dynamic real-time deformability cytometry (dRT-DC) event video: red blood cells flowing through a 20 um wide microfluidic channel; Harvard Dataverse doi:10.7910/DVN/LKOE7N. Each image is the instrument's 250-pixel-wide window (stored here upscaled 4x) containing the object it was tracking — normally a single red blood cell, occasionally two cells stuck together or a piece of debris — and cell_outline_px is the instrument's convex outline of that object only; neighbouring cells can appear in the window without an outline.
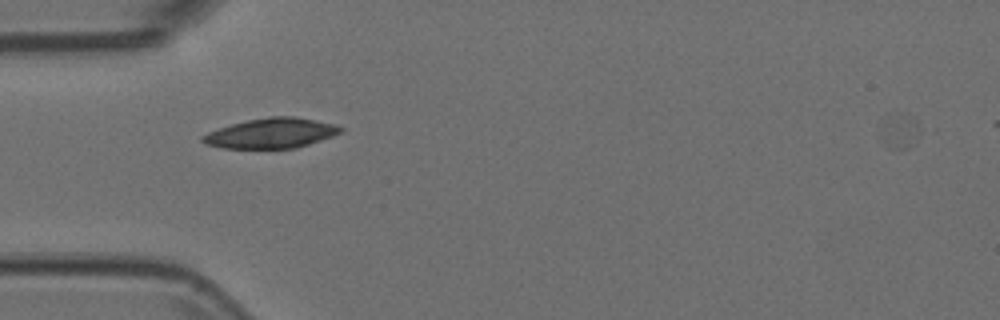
{"species": "Egyptian fruit bat (a non-hibernating species)", "species_latin": "Rousettus aegyptiacus", "temperature_condition": "room temperature", "stored_images_in_passage": 11, "camera_frame_rate_fps": 3000, "um_per_image_px": 0.085, "animal": {"sex": "female"}, "frame": {"image": 1, "passage_image": 1, "time_ms": 0.0, "image_size_px": [1000, 320], "cell_outline_px": [[344, 128], [340, 132], [332, 136], [296, 148], [220, 148], [204, 144], [200, 140], [200, 136], [208, 132], [232, 124], [248, 120], [268, 116], [292, 116], [336, 124]], "centroid_in_image_um": [23.02, 11.32], "position_along_channel_um": 62.0, "area_um2": 24.04}}
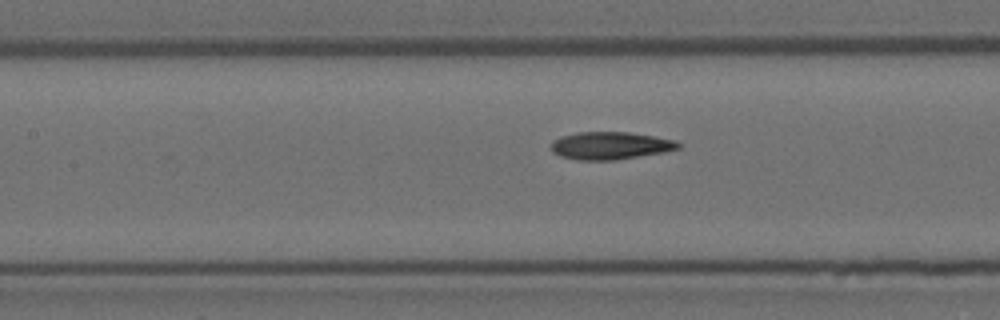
{"frame": {"image": 2, "passage_image": 5, "time_ms": 1.333, "image_size_px": [1000, 320], "cell_outline_px": [[680, 148], [660, 152], [616, 160], [576, 160], [560, 156], [552, 152], [552, 140], [560, 136], [580, 132], [628, 132], [676, 140], [680, 144]], "centroid_in_image_um": [51.83, 12.38], "position_along_channel_um": 155.6, "area_um2": 20.29}}